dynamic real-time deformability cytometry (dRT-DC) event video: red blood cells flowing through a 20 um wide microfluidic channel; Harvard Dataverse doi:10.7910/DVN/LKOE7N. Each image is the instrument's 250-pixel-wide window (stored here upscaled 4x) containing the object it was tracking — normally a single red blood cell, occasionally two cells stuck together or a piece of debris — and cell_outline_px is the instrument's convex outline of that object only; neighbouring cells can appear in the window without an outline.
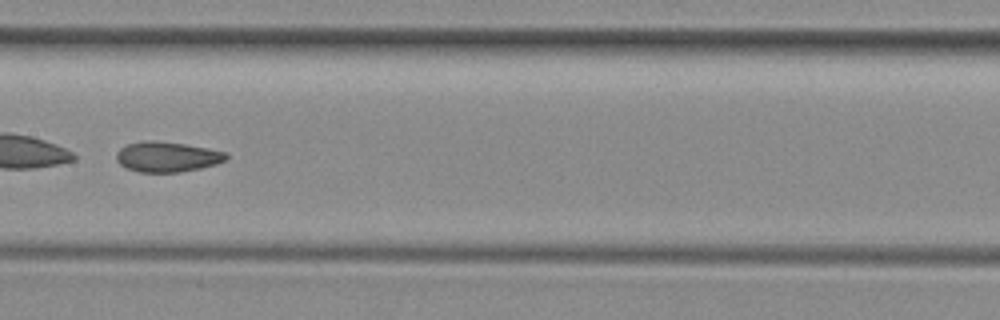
{"species": "common noctule bat (a hibernating species)", "species_latin": "Nyctalus noctula", "temperature_condition": "room temperature", "stored_images_in_passage": 26, "camera_frame_rate_fps": 3000, "um_per_image_px": 0.085, "animal": {"sex": "female", "body_mass_g": 29.2, "forearm_length_mm": 56.3}, "frame": {"image": 1, "passage_image": 12, "time_ms": 3.667, "image_size_px": [1000, 320], "cell_outline_px": [[228, 156], [224, 160], [216, 164], [200, 168], [180, 172], [140, 172], [128, 168], [120, 164], [116, 160], [116, 152], [120, 148], [128, 144], [144, 140], [152, 140], [184, 144], [208, 148], [228, 152]], "centroid_in_image_um": [14.2, 13.32], "position_along_channel_um": 193.2, "area_um2": 19.31}}
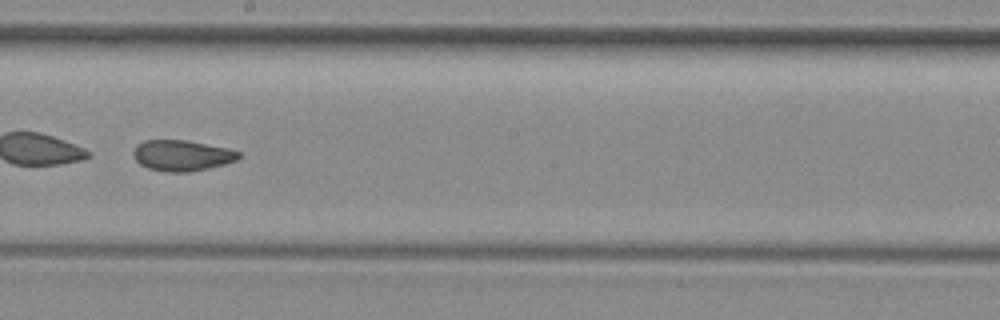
{"frame": {"image": 2, "passage_image": 15, "time_ms": 4.667, "image_size_px": [1000, 320], "cell_outline_px": [[240, 156], [236, 160], [224, 164], [208, 168], [188, 172], [164, 172], [148, 168], [140, 164], [132, 156], [132, 152], [136, 144], [144, 140], [188, 140], [232, 148], [240, 152]], "centroid_in_image_um": [15.46, 13.2], "position_along_channel_um": 232.7, "area_um2": 19.25}}